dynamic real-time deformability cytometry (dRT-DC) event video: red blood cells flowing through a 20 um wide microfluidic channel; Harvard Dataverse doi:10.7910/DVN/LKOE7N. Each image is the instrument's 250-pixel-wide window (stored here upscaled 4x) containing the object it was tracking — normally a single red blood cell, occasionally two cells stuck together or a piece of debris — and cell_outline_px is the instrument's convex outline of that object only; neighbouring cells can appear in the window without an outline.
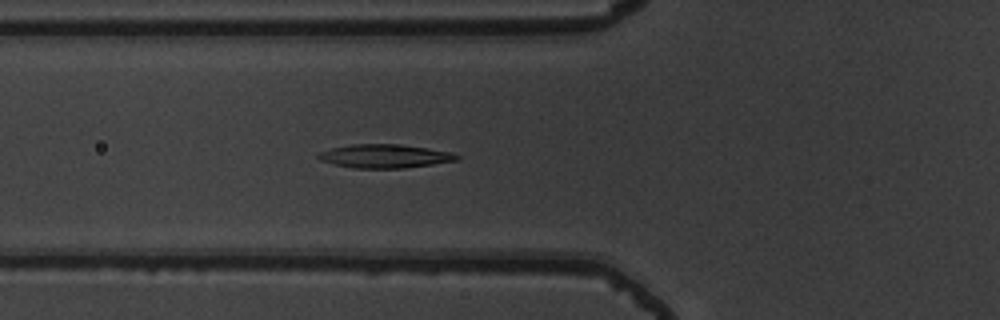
{"species": "common noctule bat (a hibernating species)", "species_latin": "Nyctalus noctula", "temperature_condition": "warm", "stored_images_in_passage": 42, "camera_frame_rate_fps": 3000, "um_per_image_px": 0.085, "animal": {"sex": "male", "body_mass_g": 19.5, "forearm_length_mm": 54.6}, "frame": {"image": 1, "passage_image": 8, "time_ms": 2.333, "image_size_px": [1000, 320], "cell_outline_px": [[460, 156], [456, 160], [432, 164], [404, 168], [356, 168], [332, 164], [320, 160], [316, 156], [320, 152], [332, 148], [352, 144], [392, 144], [428, 148], [452, 152]], "centroid_in_image_um": [32.68, 13.27], "position_along_channel_um": 93.1, "area_um2": 18.84}}
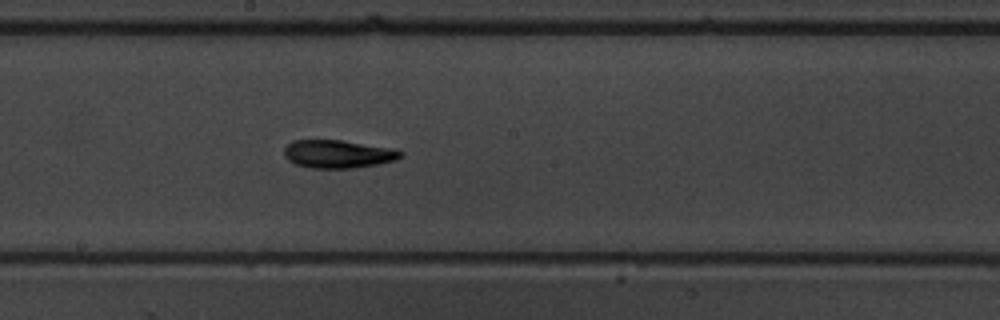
{"frame": {"image": 2, "passage_image": 18, "time_ms": 5.667, "image_size_px": [1000, 320], "cell_outline_px": [[404, 152], [396, 160], [380, 164], [352, 168], [312, 168], [296, 164], [288, 160], [284, 156], [284, 148], [292, 140], [340, 140], [396, 148]], "centroid_in_image_um": [28.76, 13.08], "position_along_channel_um": 219.4, "area_um2": 19.19}}
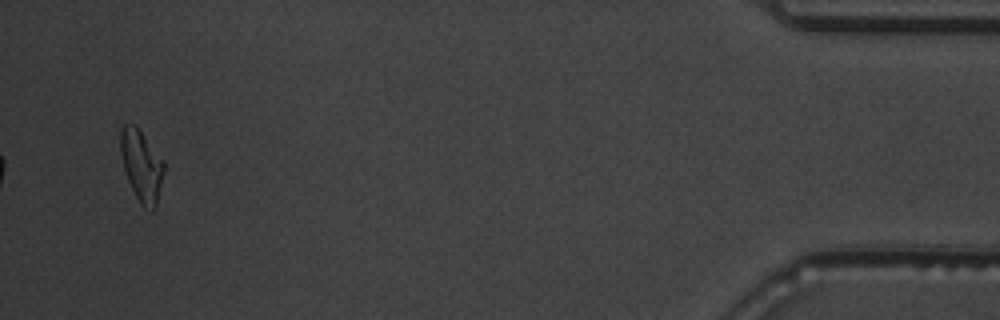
{"frame": {"image": 3, "passage_image": 40, "time_ms": 13.0, "image_size_px": [1000, 320], "cell_outline_px": [[164, 172], [156, 208], [152, 212], [144, 208], [140, 204], [128, 180], [124, 168], [120, 152], [120, 132], [124, 124], [136, 124], [164, 160]], "centroid_in_image_um": [12.04, 14.08], "position_along_channel_um": 423.2, "area_um2": 18.26}, "authors_computed_cell_mechanics": {"area_um2": 18.6116, "velocity_mm_per_s": 3.7914, "shape_relaxation_time_tau1_ms": 4.9431, "shape_relaxation_time_tau2_ms": 4.7106, "deformation_change_tau1": 0.1597, "deformation_change_tau2": 0.1114}}